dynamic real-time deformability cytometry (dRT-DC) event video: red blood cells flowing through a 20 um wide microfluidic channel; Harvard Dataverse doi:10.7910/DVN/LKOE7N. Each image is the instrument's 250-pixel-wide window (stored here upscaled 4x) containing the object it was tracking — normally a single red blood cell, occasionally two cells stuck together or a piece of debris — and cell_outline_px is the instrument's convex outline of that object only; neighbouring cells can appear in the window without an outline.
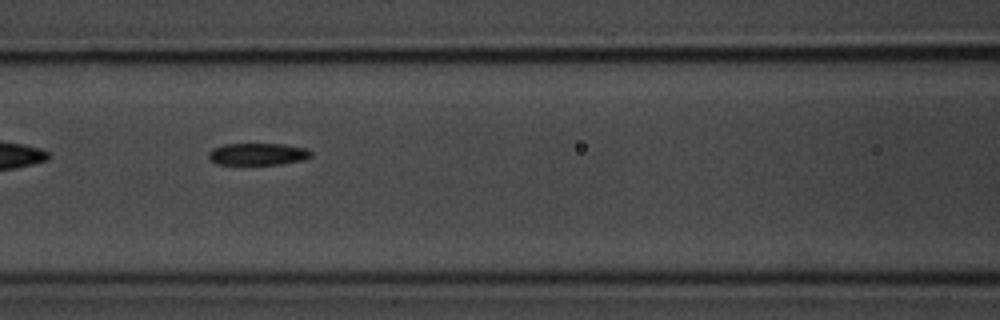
{"species": "common noctule bat (a hibernating species)", "species_latin": "Nyctalus noctula", "temperature_condition": "room temperature", "stored_images_in_passage": 9, "segment_of_instrument_passage": [2, 2], "camera_frame_rate_fps": 3000, "um_per_image_px": 0.085, "animal": {"sex": "male", "body_mass_g": 20.1, "forearm_length_mm": 53.5}, "frame": {"image": 1, "passage_image": 7, "time_ms": 7.0, "image_size_px": [1000, 320], "cell_outline_px": [[312, 156], [304, 160], [280, 164], [216, 164], [208, 160], [208, 152], [212, 148], [224, 144], [284, 144], [308, 148], [312, 152]], "centroid_in_image_um": [21.91, 13.09], "position_along_channel_um": 144.7, "area_um2": 13.35}}
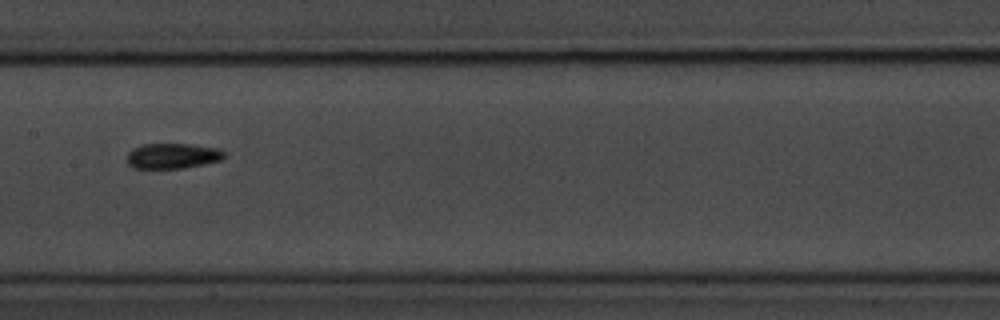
{"frame": {"image": 2, "passage_image": 8, "time_ms": 8.333, "image_size_px": [1000, 320], "cell_outline_px": [[224, 156], [220, 160], [204, 164], [184, 168], [132, 168], [128, 164], [128, 152], [132, 148], [144, 144], [188, 144], [220, 148], [224, 152]], "centroid_in_image_um": [14.66, 13.25], "position_along_channel_um": 192.7, "area_um2": 14.33}}